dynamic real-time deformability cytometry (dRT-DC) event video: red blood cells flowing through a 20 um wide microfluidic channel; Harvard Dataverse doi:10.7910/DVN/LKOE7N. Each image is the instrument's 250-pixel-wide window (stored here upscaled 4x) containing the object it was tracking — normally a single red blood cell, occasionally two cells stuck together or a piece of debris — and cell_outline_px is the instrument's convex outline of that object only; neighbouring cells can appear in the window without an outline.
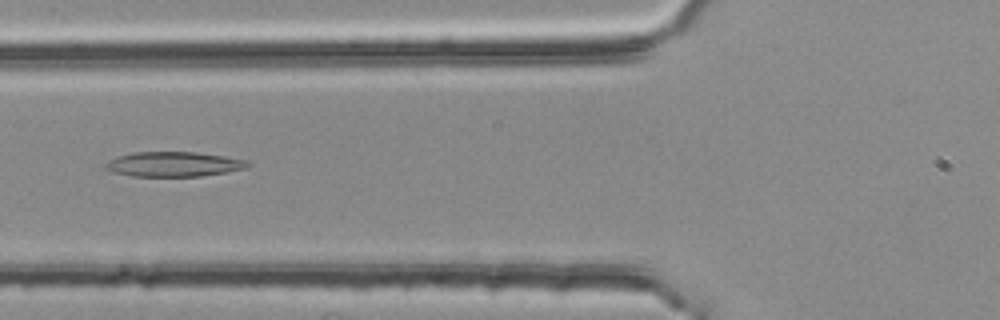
{"species": "common noctule bat (a hibernating species)", "species_latin": "Nyctalus noctula", "temperature_condition": "room temperature", "stored_images_in_passage": 46, "camera_frame_rate_fps": 3000, "um_per_image_px": 0.085, "animal": {"sex": "female", "body_mass_g": 25.1}, "frame": {"image": 1, "passage_image": 12, "time_ms": 3.667, "image_size_px": [1000, 320], "cell_outline_px": [[252, 164], [248, 168], [228, 172], [200, 176], [132, 176], [116, 172], [104, 168], [104, 164], [108, 160], [116, 156], [132, 152], [196, 152], [224, 156], [244, 160]], "centroid_in_image_um": [14.76, 13.95], "position_along_channel_um": 111.0, "area_um2": 20.63}}
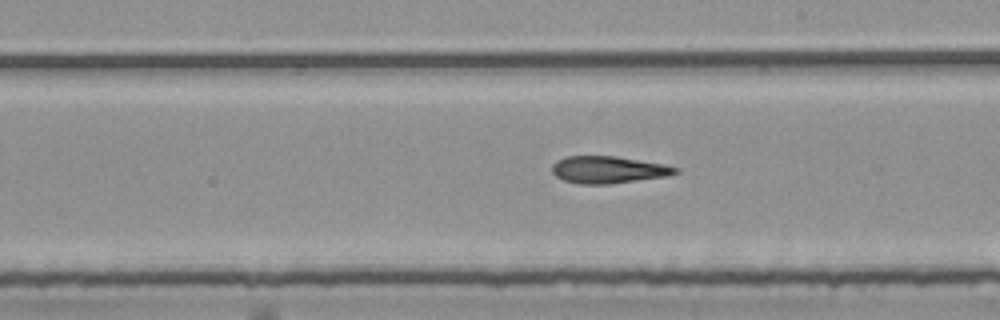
{"frame": {"image": 2, "passage_image": 22, "time_ms": 7.0, "image_size_px": [1000, 320], "cell_outline_px": [[680, 172], [668, 176], [608, 184], [580, 184], [564, 180], [556, 176], [552, 172], [552, 164], [556, 160], [564, 156], [616, 156], [664, 164], [680, 168]], "centroid_in_image_um": [51.71, 14.42], "position_along_channel_um": 237.3, "area_um2": 19.59}}
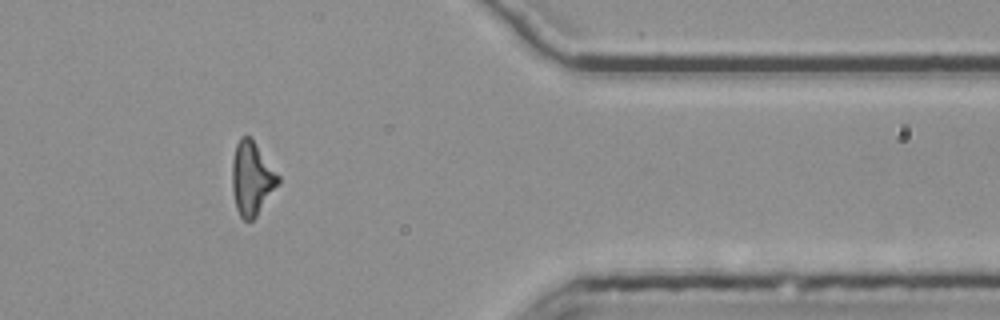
{"frame": {"image": 3, "passage_image": 36, "time_ms": 11.667, "image_size_px": [1000, 320], "cell_outline_px": [[280, 184], [256, 216], [252, 220], [244, 220], [240, 216], [236, 208], [232, 192], [232, 160], [236, 144], [240, 136], [252, 136], [280, 176]], "centroid_in_image_um": [21.42, 15.13], "position_along_channel_um": 390.0, "area_um2": 20.11}, "authors_computed_cell_mechanics": {"area_um2": 19.8254, "velocity_mm_per_s": 3.7835, "shape_relaxation_time_tau1_ms": null, "shape_relaxation_time_tau2_ms": 8.9897, "deformation_change_tau1": null, "deformation_change_tau2": 0.25}}